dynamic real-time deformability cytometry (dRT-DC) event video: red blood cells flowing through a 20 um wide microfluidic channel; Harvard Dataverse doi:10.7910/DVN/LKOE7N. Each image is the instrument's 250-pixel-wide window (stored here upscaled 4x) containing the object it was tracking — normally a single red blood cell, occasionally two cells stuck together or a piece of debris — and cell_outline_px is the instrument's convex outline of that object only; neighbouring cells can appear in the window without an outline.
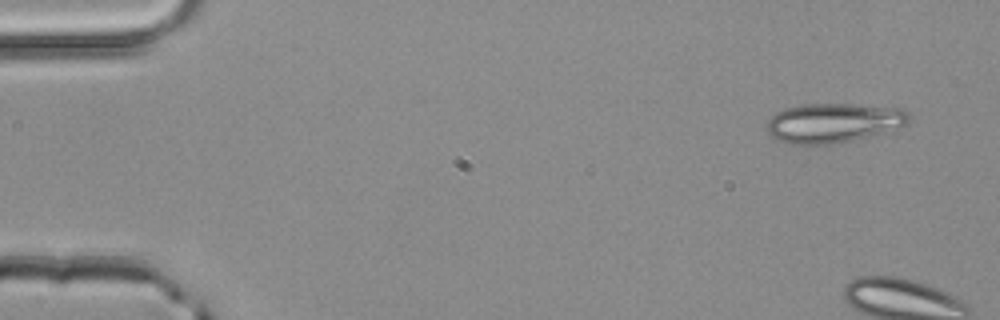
{"species": "common noctule bat (a hibernating species)", "species_latin": "Nyctalus noctula", "temperature_condition": "room temperature", "stored_images_in_passage": 4, "camera_frame_rate_fps": 3000, "um_per_image_px": 0.085, "animal": {"sex": "male", "body_mass_g": 20.4}, "frame": {"image": 1, "passage_image": 1, "time_ms": 0.0, "image_size_px": [1000, 320], "cell_outline_px": [[908, 124], [880, 132], [832, 144], [792, 144], [780, 140], [772, 136], [768, 132], [764, 124], [776, 112], [784, 108], [804, 104], [856, 104], [900, 108], [908, 112]], "centroid_in_image_um": [70.77, 10.42], "position_along_channel_um": 14.2, "area_um2": 32.19}}